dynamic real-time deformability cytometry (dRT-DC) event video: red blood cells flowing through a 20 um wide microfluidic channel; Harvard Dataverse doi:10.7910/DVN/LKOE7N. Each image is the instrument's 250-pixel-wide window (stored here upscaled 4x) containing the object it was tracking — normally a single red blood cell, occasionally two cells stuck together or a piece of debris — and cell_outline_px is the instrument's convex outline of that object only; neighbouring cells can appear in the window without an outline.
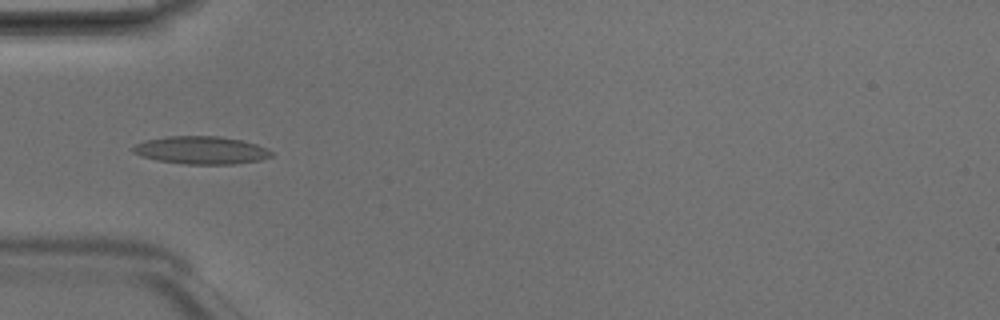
{"species": "Egyptian fruit bat (a non-hibernating species)", "species_latin": "Rousettus aegyptiacus", "temperature_condition": "room temperature", "stored_images_in_passage": 6, "camera_frame_rate_fps": 3000, "um_per_image_px": 0.085, "animal": {"sex": "male"}, "frame": {"image": 1, "passage_image": 5, "time_ms": 1.333, "image_size_px": [1000, 320], "cell_outline_px": [[272, 156], [260, 160], [232, 164], [184, 164], [156, 160], [140, 156], [132, 152], [132, 148], [136, 144], [144, 140], [168, 136], [216, 136], [240, 140], [256, 144], [268, 148], [272, 152]], "centroid_in_image_um": [17.07, 12.77], "position_along_channel_um": 67.9, "area_um2": 22.43}}